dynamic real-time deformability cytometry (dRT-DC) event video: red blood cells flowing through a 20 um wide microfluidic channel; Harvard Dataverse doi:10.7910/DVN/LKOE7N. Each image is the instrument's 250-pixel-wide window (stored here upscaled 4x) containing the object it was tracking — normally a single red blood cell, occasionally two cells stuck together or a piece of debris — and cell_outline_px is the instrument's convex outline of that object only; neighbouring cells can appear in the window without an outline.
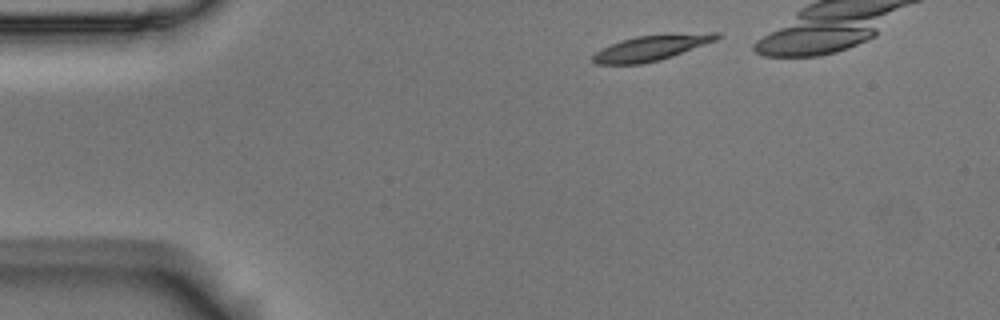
{"species": "Egyptian fruit bat (a non-hibernating species)", "species_latin": "Rousettus aegyptiacus", "temperature_condition": "room temperature", "stored_images_in_passage": 5, "segment_of_instrument_passage": [2, 2], "camera_frame_rate_fps": 3000, "um_per_image_px": 0.085, "animal": {"sex": "male"}, "frame": {"image": 1, "passage_image": 5, "time_ms": 1.333, "image_size_px": [1000, 320], "cell_outline_px": [[724, 36], [716, 40], [672, 56], [660, 60], [640, 64], [596, 64], [592, 60], [592, 56], [596, 52], [620, 40], [636, 36], [664, 32], [720, 32]], "centroid_in_image_um": [55.45, 4.02], "position_along_channel_um": 29.5, "area_um2": 18.84}}